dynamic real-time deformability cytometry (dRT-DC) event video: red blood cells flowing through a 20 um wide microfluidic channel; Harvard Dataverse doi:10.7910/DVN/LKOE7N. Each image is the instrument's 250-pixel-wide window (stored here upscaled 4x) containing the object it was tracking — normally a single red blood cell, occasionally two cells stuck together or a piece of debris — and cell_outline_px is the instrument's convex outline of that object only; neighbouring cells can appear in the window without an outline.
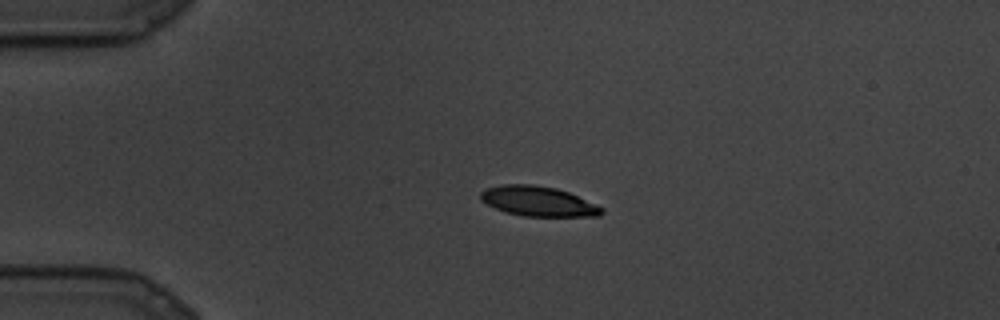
{"species": "common noctule bat (a hibernating species)", "species_latin": "Nyctalus noctula", "temperature_condition": "cold", "stored_images_in_passage": 9, "camera_frame_rate_fps": 3000, "um_per_image_px": 0.085, "animal": {"sex": "male", "body_mass_g": 19.5, "forearm_length_mm": 54.6}, "frame": {"image": 1, "passage_image": 6, "time_ms": 1.667, "image_size_px": [1000, 320], "cell_outline_px": [[604, 212], [600, 216], [524, 216], [504, 212], [480, 200], [480, 192], [488, 188], [500, 184], [532, 184], [556, 188], [568, 192], [596, 204], [604, 208]], "centroid_in_image_um": [45.75, 17.11], "position_along_channel_um": 39.3, "area_um2": 21.1}}
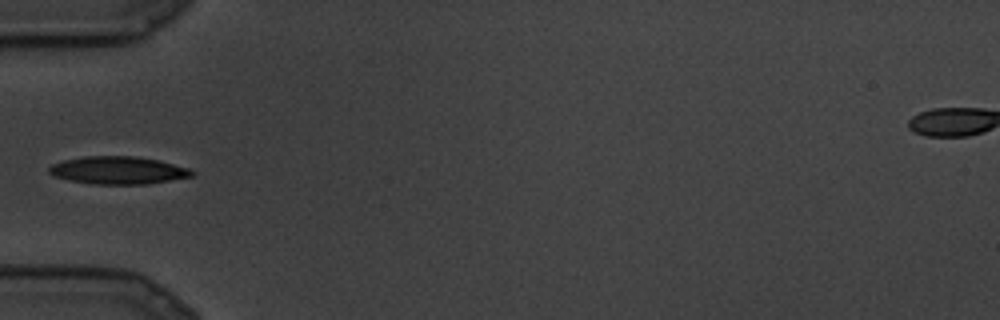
{"frame": {"image": 2, "passage_image": 8, "time_ms": 2.333, "image_size_px": [1000, 320], "cell_outline_px": [[196, 172], [192, 176], [148, 184], [92, 184], [52, 176], [48, 172], [48, 168], [52, 164], [64, 160], [84, 156], [136, 156], [160, 160], [188, 168]], "centroid_in_image_um": [10.04, 14.47], "position_along_channel_um": 75.0, "area_um2": 23.06}}